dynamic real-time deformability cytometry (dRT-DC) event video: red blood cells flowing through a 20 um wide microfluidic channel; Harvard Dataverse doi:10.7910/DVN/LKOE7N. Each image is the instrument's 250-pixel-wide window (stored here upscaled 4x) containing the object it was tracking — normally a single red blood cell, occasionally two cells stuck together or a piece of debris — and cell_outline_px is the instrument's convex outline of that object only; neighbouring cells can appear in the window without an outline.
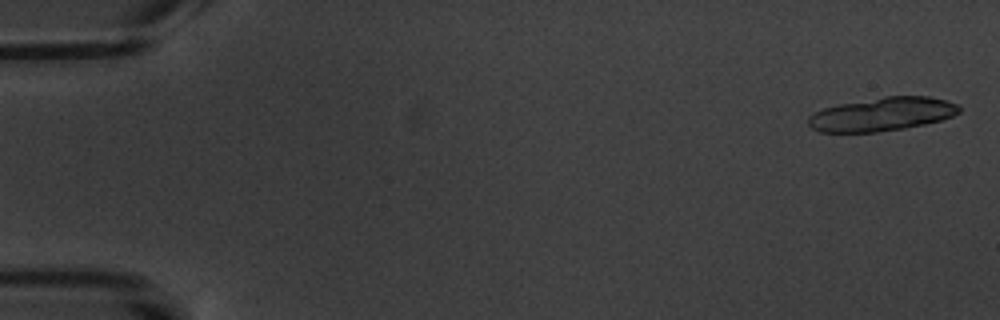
{"species": "common noctule bat (a hibernating species)", "species_latin": "Nyctalus noctula", "temperature_condition": "warm", "stored_images_in_passage": 5, "segment_of_instrument_passage": [2, 2], "camera_frame_rate_fps": 3000, "um_per_image_px": 0.085, "animal": {"sex": "male", "body_mass_g": 20.1, "forearm_length_mm": 53.5}, "frame": {"image": 1, "passage_image": 5, "time_ms": 5.667, "image_size_px": [1000, 320], "cell_outline_px": [[960, 112], [952, 116], [940, 120], [924, 124], [904, 128], [876, 132], [820, 132], [812, 128], [808, 124], [808, 116], [812, 112], [824, 108], [840, 104], [884, 96], [928, 96], [960, 104]], "centroid_in_image_um": [74.97, 9.7], "position_along_channel_um": 10.0, "area_um2": 29.48}}